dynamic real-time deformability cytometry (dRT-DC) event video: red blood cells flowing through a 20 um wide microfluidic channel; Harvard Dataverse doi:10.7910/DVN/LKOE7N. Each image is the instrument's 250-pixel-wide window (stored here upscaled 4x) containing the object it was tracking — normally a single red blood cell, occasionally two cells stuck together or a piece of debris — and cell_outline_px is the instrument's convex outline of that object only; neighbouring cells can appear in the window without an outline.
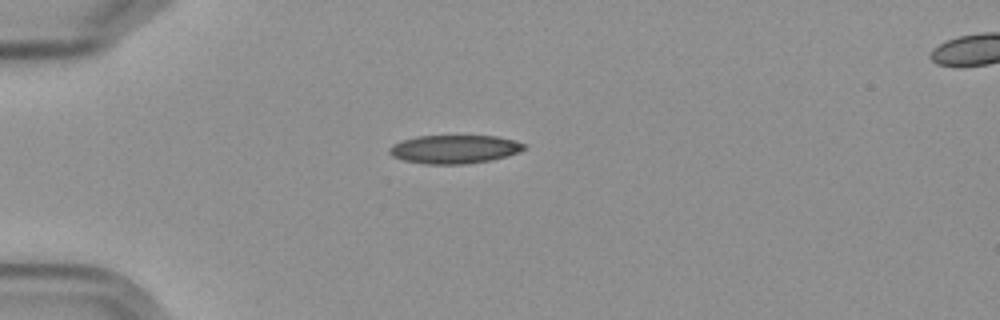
{"species": "Egyptian fruit bat (a non-hibernating species)", "species_latin": "Rousettus aegyptiacus", "temperature_condition": "cold", "stored_images_in_passage": 3, "camera_frame_rate_fps": 3000, "um_per_image_px": 0.085, "frame": {"image": 1, "passage_image": 1, "time_ms": 0.0, "image_size_px": [1000, 320], "cell_outline_px": [[524, 148], [508, 156], [488, 160], [464, 164], [424, 164], [404, 160], [392, 156], [388, 152], [388, 148], [392, 144], [416, 136], [496, 136], [512, 140], [524, 144]], "centroid_in_image_um": [38.55, 12.68], "position_along_channel_um": 46.4, "area_um2": 22.08}}
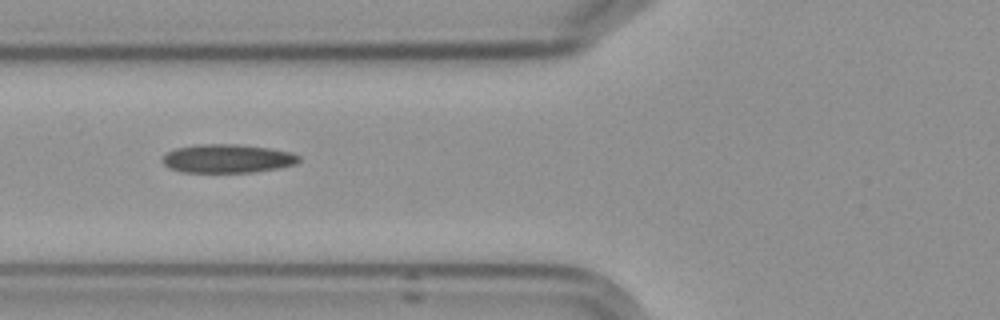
{"frame": {"image": 2, "passage_image": 3, "time_ms": 2.333, "image_size_px": [1000, 320], "cell_outline_px": [[300, 160], [296, 164], [280, 168], [252, 172], [180, 172], [168, 168], [160, 160], [168, 152], [176, 148], [196, 144], [236, 144], [268, 148], [292, 152], [300, 156]], "centroid_in_image_um": [19.33, 13.48], "position_along_channel_um": 106.5, "area_um2": 22.89}}